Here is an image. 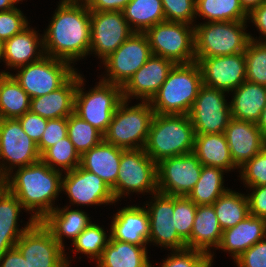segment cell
Returning a JSON list of instances; mask_svg holds the SVG:
<instances>
[{
	"instance_id": "cell-36",
	"label": "cell",
	"mask_w": 266,
	"mask_h": 267,
	"mask_svg": "<svg viewBox=\"0 0 266 267\" xmlns=\"http://www.w3.org/2000/svg\"><path fill=\"white\" fill-rule=\"evenodd\" d=\"M223 171L218 167L203 166L199 180L187 197L197 206L212 205L228 190L222 186Z\"/></svg>"
},
{
	"instance_id": "cell-1",
	"label": "cell",
	"mask_w": 266,
	"mask_h": 267,
	"mask_svg": "<svg viewBox=\"0 0 266 267\" xmlns=\"http://www.w3.org/2000/svg\"><path fill=\"white\" fill-rule=\"evenodd\" d=\"M80 2L62 0L59 4L42 37L46 56L72 63L90 53L91 11L84 0Z\"/></svg>"
},
{
	"instance_id": "cell-18",
	"label": "cell",
	"mask_w": 266,
	"mask_h": 267,
	"mask_svg": "<svg viewBox=\"0 0 266 267\" xmlns=\"http://www.w3.org/2000/svg\"><path fill=\"white\" fill-rule=\"evenodd\" d=\"M61 190L65 191L74 204L94 205L114 203L111 188L96 174L80 165L67 171L62 177Z\"/></svg>"
},
{
	"instance_id": "cell-57",
	"label": "cell",
	"mask_w": 266,
	"mask_h": 267,
	"mask_svg": "<svg viewBox=\"0 0 266 267\" xmlns=\"http://www.w3.org/2000/svg\"><path fill=\"white\" fill-rule=\"evenodd\" d=\"M3 58V42L0 40V60Z\"/></svg>"
},
{
	"instance_id": "cell-32",
	"label": "cell",
	"mask_w": 266,
	"mask_h": 267,
	"mask_svg": "<svg viewBox=\"0 0 266 267\" xmlns=\"http://www.w3.org/2000/svg\"><path fill=\"white\" fill-rule=\"evenodd\" d=\"M42 223L51 231L54 239L64 248L63 235L72 238L77 236L91 223L90 218L81 210H69V208H55L43 220Z\"/></svg>"
},
{
	"instance_id": "cell-31",
	"label": "cell",
	"mask_w": 266,
	"mask_h": 267,
	"mask_svg": "<svg viewBox=\"0 0 266 267\" xmlns=\"http://www.w3.org/2000/svg\"><path fill=\"white\" fill-rule=\"evenodd\" d=\"M97 267H150L146 246L114 240L104 248Z\"/></svg>"
},
{
	"instance_id": "cell-21",
	"label": "cell",
	"mask_w": 266,
	"mask_h": 267,
	"mask_svg": "<svg viewBox=\"0 0 266 267\" xmlns=\"http://www.w3.org/2000/svg\"><path fill=\"white\" fill-rule=\"evenodd\" d=\"M234 165L242 167L265 146L257 123L231 117L224 132Z\"/></svg>"
},
{
	"instance_id": "cell-3",
	"label": "cell",
	"mask_w": 266,
	"mask_h": 267,
	"mask_svg": "<svg viewBox=\"0 0 266 267\" xmlns=\"http://www.w3.org/2000/svg\"><path fill=\"white\" fill-rule=\"evenodd\" d=\"M194 139L188 115L154 114L144 149L157 164L166 158L192 153Z\"/></svg>"
},
{
	"instance_id": "cell-24",
	"label": "cell",
	"mask_w": 266,
	"mask_h": 267,
	"mask_svg": "<svg viewBox=\"0 0 266 267\" xmlns=\"http://www.w3.org/2000/svg\"><path fill=\"white\" fill-rule=\"evenodd\" d=\"M123 151L102 140L80 156V166L99 176L112 189L116 184Z\"/></svg>"
},
{
	"instance_id": "cell-34",
	"label": "cell",
	"mask_w": 266,
	"mask_h": 267,
	"mask_svg": "<svg viewBox=\"0 0 266 267\" xmlns=\"http://www.w3.org/2000/svg\"><path fill=\"white\" fill-rule=\"evenodd\" d=\"M122 12L129 26H136L134 32L137 33H145L165 21L161 0H131Z\"/></svg>"
},
{
	"instance_id": "cell-49",
	"label": "cell",
	"mask_w": 266,
	"mask_h": 267,
	"mask_svg": "<svg viewBox=\"0 0 266 267\" xmlns=\"http://www.w3.org/2000/svg\"><path fill=\"white\" fill-rule=\"evenodd\" d=\"M18 120L21 123L24 132L38 144L42 138L48 119L28 111L19 117Z\"/></svg>"
},
{
	"instance_id": "cell-20",
	"label": "cell",
	"mask_w": 266,
	"mask_h": 267,
	"mask_svg": "<svg viewBox=\"0 0 266 267\" xmlns=\"http://www.w3.org/2000/svg\"><path fill=\"white\" fill-rule=\"evenodd\" d=\"M175 63L167 58L151 55L122 87L123 99L130 96L150 101L167 79Z\"/></svg>"
},
{
	"instance_id": "cell-44",
	"label": "cell",
	"mask_w": 266,
	"mask_h": 267,
	"mask_svg": "<svg viewBox=\"0 0 266 267\" xmlns=\"http://www.w3.org/2000/svg\"><path fill=\"white\" fill-rule=\"evenodd\" d=\"M165 21L192 24L196 18V0H161Z\"/></svg>"
},
{
	"instance_id": "cell-2",
	"label": "cell",
	"mask_w": 266,
	"mask_h": 267,
	"mask_svg": "<svg viewBox=\"0 0 266 267\" xmlns=\"http://www.w3.org/2000/svg\"><path fill=\"white\" fill-rule=\"evenodd\" d=\"M8 175L2 183L21 202L23 209L34 211L32 218L42 221L55 207L52 203L62 187V173L45 164L42 160L18 168ZM11 179V180H10Z\"/></svg>"
},
{
	"instance_id": "cell-17",
	"label": "cell",
	"mask_w": 266,
	"mask_h": 267,
	"mask_svg": "<svg viewBox=\"0 0 266 267\" xmlns=\"http://www.w3.org/2000/svg\"><path fill=\"white\" fill-rule=\"evenodd\" d=\"M202 71L203 84L228 92L238 88L246 81L245 54L195 57Z\"/></svg>"
},
{
	"instance_id": "cell-56",
	"label": "cell",
	"mask_w": 266,
	"mask_h": 267,
	"mask_svg": "<svg viewBox=\"0 0 266 267\" xmlns=\"http://www.w3.org/2000/svg\"><path fill=\"white\" fill-rule=\"evenodd\" d=\"M21 0H0V12L16 8L14 4Z\"/></svg>"
},
{
	"instance_id": "cell-46",
	"label": "cell",
	"mask_w": 266,
	"mask_h": 267,
	"mask_svg": "<svg viewBox=\"0 0 266 267\" xmlns=\"http://www.w3.org/2000/svg\"><path fill=\"white\" fill-rule=\"evenodd\" d=\"M28 26V21L20 9L0 12V40L5 42Z\"/></svg>"
},
{
	"instance_id": "cell-22",
	"label": "cell",
	"mask_w": 266,
	"mask_h": 267,
	"mask_svg": "<svg viewBox=\"0 0 266 267\" xmlns=\"http://www.w3.org/2000/svg\"><path fill=\"white\" fill-rule=\"evenodd\" d=\"M110 230L114 240L146 246L150 234L147 210L139 206L122 208L113 218Z\"/></svg>"
},
{
	"instance_id": "cell-45",
	"label": "cell",
	"mask_w": 266,
	"mask_h": 267,
	"mask_svg": "<svg viewBox=\"0 0 266 267\" xmlns=\"http://www.w3.org/2000/svg\"><path fill=\"white\" fill-rule=\"evenodd\" d=\"M240 168L241 179L247 186L266 185V146Z\"/></svg>"
},
{
	"instance_id": "cell-9",
	"label": "cell",
	"mask_w": 266,
	"mask_h": 267,
	"mask_svg": "<svg viewBox=\"0 0 266 267\" xmlns=\"http://www.w3.org/2000/svg\"><path fill=\"white\" fill-rule=\"evenodd\" d=\"M111 190L116 201L129 192H158L157 164L144 148L122 152L116 184Z\"/></svg>"
},
{
	"instance_id": "cell-55",
	"label": "cell",
	"mask_w": 266,
	"mask_h": 267,
	"mask_svg": "<svg viewBox=\"0 0 266 267\" xmlns=\"http://www.w3.org/2000/svg\"><path fill=\"white\" fill-rule=\"evenodd\" d=\"M257 127L261 131L262 136L266 141V104L264 108L262 109L260 119L257 122Z\"/></svg>"
},
{
	"instance_id": "cell-33",
	"label": "cell",
	"mask_w": 266,
	"mask_h": 267,
	"mask_svg": "<svg viewBox=\"0 0 266 267\" xmlns=\"http://www.w3.org/2000/svg\"><path fill=\"white\" fill-rule=\"evenodd\" d=\"M30 111V97L9 72L0 73V119H18Z\"/></svg>"
},
{
	"instance_id": "cell-5",
	"label": "cell",
	"mask_w": 266,
	"mask_h": 267,
	"mask_svg": "<svg viewBox=\"0 0 266 267\" xmlns=\"http://www.w3.org/2000/svg\"><path fill=\"white\" fill-rule=\"evenodd\" d=\"M127 102L125 99L120 102L103 140L124 150L142 149L155 113L149 101H141L129 108Z\"/></svg>"
},
{
	"instance_id": "cell-13",
	"label": "cell",
	"mask_w": 266,
	"mask_h": 267,
	"mask_svg": "<svg viewBox=\"0 0 266 267\" xmlns=\"http://www.w3.org/2000/svg\"><path fill=\"white\" fill-rule=\"evenodd\" d=\"M225 92L200 86L198 95L188 114L195 134L224 133L231 119L230 105L225 100Z\"/></svg>"
},
{
	"instance_id": "cell-4",
	"label": "cell",
	"mask_w": 266,
	"mask_h": 267,
	"mask_svg": "<svg viewBox=\"0 0 266 267\" xmlns=\"http://www.w3.org/2000/svg\"><path fill=\"white\" fill-rule=\"evenodd\" d=\"M203 84L198 62L175 64L149 101L155 114L188 115Z\"/></svg>"
},
{
	"instance_id": "cell-11",
	"label": "cell",
	"mask_w": 266,
	"mask_h": 267,
	"mask_svg": "<svg viewBox=\"0 0 266 267\" xmlns=\"http://www.w3.org/2000/svg\"><path fill=\"white\" fill-rule=\"evenodd\" d=\"M15 247L27 260L29 267H69L64 248L51 231L35 221L19 238Z\"/></svg>"
},
{
	"instance_id": "cell-10",
	"label": "cell",
	"mask_w": 266,
	"mask_h": 267,
	"mask_svg": "<svg viewBox=\"0 0 266 267\" xmlns=\"http://www.w3.org/2000/svg\"><path fill=\"white\" fill-rule=\"evenodd\" d=\"M18 68L21 71L12 76L30 99L57 90L76 73L69 62L46 55L39 61Z\"/></svg>"
},
{
	"instance_id": "cell-29",
	"label": "cell",
	"mask_w": 266,
	"mask_h": 267,
	"mask_svg": "<svg viewBox=\"0 0 266 267\" xmlns=\"http://www.w3.org/2000/svg\"><path fill=\"white\" fill-rule=\"evenodd\" d=\"M192 153L203 166L218 167L225 171L237 168L224 133L195 134Z\"/></svg>"
},
{
	"instance_id": "cell-25",
	"label": "cell",
	"mask_w": 266,
	"mask_h": 267,
	"mask_svg": "<svg viewBox=\"0 0 266 267\" xmlns=\"http://www.w3.org/2000/svg\"><path fill=\"white\" fill-rule=\"evenodd\" d=\"M76 88L77 72L57 90L30 99V111L48 120L68 118L74 112Z\"/></svg>"
},
{
	"instance_id": "cell-7",
	"label": "cell",
	"mask_w": 266,
	"mask_h": 267,
	"mask_svg": "<svg viewBox=\"0 0 266 267\" xmlns=\"http://www.w3.org/2000/svg\"><path fill=\"white\" fill-rule=\"evenodd\" d=\"M83 80L77 73L74 113L104 134L123 100L122 87L101 80L95 88L84 93Z\"/></svg>"
},
{
	"instance_id": "cell-43",
	"label": "cell",
	"mask_w": 266,
	"mask_h": 267,
	"mask_svg": "<svg viewBox=\"0 0 266 267\" xmlns=\"http://www.w3.org/2000/svg\"><path fill=\"white\" fill-rule=\"evenodd\" d=\"M211 265L210 255L185 248L173 251L172 256H168L161 267H211ZM150 267H152L151 264Z\"/></svg>"
},
{
	"instance_id": "cell-35",
	"label": "cell",
	"mask_w": 266,
	"mask_h": 267,
	"mask_svg": "<svg viewBox=\"0 0 266 267\" xmlns=\"http://www.w3.org/2000/svg\"><path fill=\"white\" fill-rule=\"evenodd\" d=\"M212 205L222 230L236 226L249 215L248 197L229 189Z\"/></svg>"
},
{
	"instance_id": "cell-19",
	"label": "cell",
	"mask_w": 266,
	"mask_h": 267,
	"mask_svg": "<svg viewBox=\"0 0 266 267\" xmlns=\"http://www.w3.org/2000/svg\"><path fill=\"white\" fill-rule=\"evenodd\" d=\"M154 203L150 204L149 215L150 234L148 242L170 247V250L187 248L186 243L179 237L173 219L174 196L156 192Z\"/></svg>"
},
{
	"instance_id": "cell-15",
	"label": "cell",
	"mask_w": 266,
	"mask_h": 267,
	"mask_svg": "<svg viewBox=\"0 0 266 267\" xmlns=\"http://www.w3.org/2000/svg\"><path fill=\"white\" fill-rule=\"evenodd\" d=\"M202 167L193 153L161 160L157 163L158 192L188 196L200 178Z\"/></svg>"
},
{
	"instance_id": "cell-53",
	"label": "cell",
	"mask_w": 266,
	"mask_h": 267,
	"mask_svg": "<svg viewBox=\"0 0 266 267\" xmlns=\"http://www.w3.org/2000/svg\"><path fill=\"white\" fill-rule=\"evenodd\" d=\"M249 19H251V21L256 25L260 33H262L264 37H266V2L253 9L248 14V20Z\"/></svg>"
},
{
	"instance_id": "cell-52",
	"label": "cell",
	"mask_w": 266,
	"mask_h": 267,
	"mask_svg": "<svg viewBox=\"0 0 266 267\" xmlns=\"http://www.w3.org/2000/svg\"><path fill=\"white\" fill-rule=\"evenodd\" d=\"M2 261V262H1ZM0 267H29L27 260L16 247L9 249L0 258Z\"/></svg>"
},
{
	"instance_id": "cell-40",
	"label": "cell",
	"mask_w": 266,
	"mask_h": 267,
	"mask_svg": "<svg viewBox=\"0 0 266 267\" xmlns=\"http://www.w3.org/2000/svg\"><path fill=\"white\" fill-rule=\"evenodd\" d=\"M246 60V81L266 86V41H250L244 52Z\"/></svg>"
},
{
	"instance_id": "cell-8",
	"label": "cell",
	"mask_w": 266,
	"mask_h": 267,
	"mask_svg": "<svg viewBox=\"0 0 266 267\" xmlns=\"http://www.w3.org/2000/svg\"><path fill=\"white\" fill-rule=\"evenodd\" d=\"M189 25L164 21L149 28L145 34L152 55L170 59L175 64L195 62L194 27Z\"/></svg>"
},
{
	"instance_id": "cell-27",
	"label": "cell",
	"mask_w": 266,
	"mask_h": 267,
	"mask_svg": "<svg viewBox=\"0 0 266 267\" xmlns=\"http://www.w3.org/2000/svg\"><path fill=\"white\" fill-rule=\"evenodd\" d=\"M222 232L213 205H199L196 208L191 237L186 247L210 255L212 264L213 255L208 249L212 246L218 249Z\"/></svg>"
},
{
	"instance_id": "cell-28",
	"label": "cell",
	"mask_w": 266,
	"mask_h": 267,
	"mask_svg": "<svg viewBox=\"0 0 266 267\" xmlns=\"http://www.w3.org/2000/svg\"><path fill=\"white\" fill-rule=\"evenodd\" d=\"M30 29L27 26L20 33L3 42L2 59H5L7 66L18 69V67L39 61L45 55L42 48L43 38L39 40L38 33ZM39 46L42 50L36 52Z\"/></svg>"
},
{
	"instance_id": "cell-42",
	"label": "cell",
	"mask_w": 266,
	"mask_h": 267,
	"mask_svg": "<svg viewBox=\"0 0 266 267\" xmlns=\"http://www.w3.org/2000/svg\"><path fill=\"white\" fill-rule=\"evenodd\" d=\"M197 205L187 196H174L173 219L179 237L187 243L190 240Z\"/></svg>"
},
{
	"instance_id": "cell-16",
	"label": "cell",
	"mask_w": 266,
	"mask_h": 267,
	"mask_svg": "<svg viewBox=\"0 0 266 267\" xmlns=\"http://www.w3.org/2000/svg\"><path fill=\"white\" fill-rule=\"evenodd\" d=\"M134 33L122 11L91 12L90 51L103 61Z\"/></svg>"
},
{
	"instance_id": "cell-47",
	"label": "cell",
	"mask_w": 266,
	"mask_h": 267,
	"mask_svg": "<svg viewBox=\"0 0 266 267\" xmlns=\"http://www.w3.org/2000/svg\"><path fill=\"white\" fill-rule=\"evenodd\" d=\"M67 136V118L48 120L42 138L37 144L39 154L42 155L48 148Z\"/></svg>"
},
{
	"instance_id": "cell-54",
	"label": "cell",
	"mask_w": 266,
	"mask_h": 267,
	"mask_svg": "<svg viewBox=\"0 0 266 267\" xmlns=\"http://www.w3.org/2000/svg\"><path fill=\"white\" fill-rule=\"evenodd\" d=\"M243 9L249 14L253 9L259 7L266 0H239Z\"/></svg>"
},
{
	"instance_id": "cell-14",
	"label": "cell",
	"mask_w": 266,
	"mask_h": 267,
	"mask_svg": "<svg viewBox=\"0 0 266 267\" xmlns=\"http://www.w3.org/2000/svg\"><path fill=\"white\" fill-rule=\"evenodd\" d=\"M0 159L11 165H0V182L10 175L13 165L20 168L41 160L37 144L24 132L18 119H0Z\"/></svg>"
},
{
	"instance_id": "cell-12",
	"label": "cell",
	"mask_w": 266,
	"mask_h": 267,
	"mask_svg": "<svg viewBox=\"0 0 266 267\" xmlns=\"http://www.w3.org/2000/svg\"><path fill=\"white\" fill-rule=\"evenodd\" d=\"M151 55L147 35L135 32L103 61L109 77L102 81L123 87Z\"/></svg>"
},
{
	"instance_id": "cell-37",
	"label": "cell",
	"mask_w": 266,
	"mask_h": 267,
	"mask_svg": "<svg viewBox=\"0 0 266 267\" xmlns=\"http://www.w3.org/2000/svg\"><path fill=\"white\" fill-rule=\"evenodd\" d=\"M196 15L206 18L208 22L248 19V13L239 0H196Z\"/></svg>"
},
{
	"instance_id": "cell-6",
	"label": "cell",
	"mask_w": 266,
	"mask_h": 267,
	"mask_svg": "<svg viewBox=\"0 0 266 267\" xmlns=\"http://www.w3.org/2000/svg\"><path fill=\"white\" fill-rule=\"evenodd\" d=\"M245 23L246 21H222L195 25V57H215L245 52L250 41V34L244 32Z\"/></svg>"
},
{
	"instance_id": "cell-26",
	"label": "cell",
	"mask_w": 266,
	"mask_h": 267,
	"mask_svg": "<svg viewBox=\"0 0 266 267\" xmlns=\"http://www.w3.org/2000/svg\"><path fill=\"white\" fill-rule=\"evenodd\" d=\"M22 204L17 197L0 183V258L15 247L20 236L35 222L31 217L26 227L17 228Z\"/></svg>"
},
{
	"instance_id": "cell-50",
	"label": "cell",
	"mask_w": 266,
	"mask_h": 267,
	"mask_svg": "<svg viewBox=\"0 0 266 267\" xmlns=\"http://www.w3.org/2000/svg\"><path fill=\"white\" fill-rule=\"evenodd\" d=\"M251 188H253V192L247 196L249 214L266 220V185Z\"/></svg>"
},
{
	"instance_id": "cell-30",
	"label": "cell",
	"mask_w": 266,
	"mask_h": 267,
	"mask_svg": "<svg viewBox=\"0 0 266 267\" xmlns=\"http://www.w3.org/2000/svg\"><path fill=\"white\" fill-rule=\"evenodd\" d=\"M266 104V86L244 81L234 89L231 117L257 123Z\"/></svg>"
},
{
	"instance_id": "cell-48",
	"label": "cell",
	"mask_w": 266,
	"mask_h": 267,
	"mask_svg": "<svg viewBox=\"0 0 266 267\" xmlns=\"http://www.w3.org/2000/svg\"><path fill=\"white\" fill-rule=\"evenodd\" d=\"M235 262L238 267H266V237L244 251Z\"/></svg>"
},
{
	"instance_id": "cell-38",
	"label": "cell",
	"mask_w": 266,
	"mask_h": 267,
	"mask_svg": "<svg viewBox=\"0 0 266 267\" xmlns=\"http://www.w3.org/2000/svg\"><path fill=\"white\" fill-rule=\"evenodd\" d=\"M67 135L81 156L103 140V134L74 112L67 118Z\"/></svg>"
},
{
	"instance_id": "cell-39",
	"label": "cell",
	"mask_w": 266,
	"mask_h": 267,
	"mask_svg": "<svg viewBox=\"0 0 266 267\" xmlns=\"http://www.w3.org/2000/svg\"><path fill=\"white\" fill-rule=\"evenodd\" d=\"M41 160L55 170H59L56 169L59 166L63 170L71 171L80 165V155L68 136L48 148L41 155Z\"/></svg>"
},
{
	"instance_id": "cell-23",
	"label": "cell",
	"mask_w": 266,
	"mask_h": 267,
	"mask_svg": "<svg viewBox=\"0 0 266 267\" xmlns=\"http://www.w3.org/2000/svg\"><path fill=\"white\" fill-rule=\"evenodd\" d=\"M266 237V220L248 215L236 226L223 230L218 249H224L236 260L244 251Z\"/></svg>"
},
{
	"instance_id": "cell-51",
	"label": "cell",
	"mask_w": 266,
	"mask_h": 267,
	"mask_svg": "<svg viewBox=\"0 0 266 267\" xmlns=\"http://www.w3.org/2000/svg\"><path fill=\"white\" fill-rule=\"evenodd\" d=\"M91 12L122 11L131 0H84Z\"/></svg>"
},
{
	"instance_id": "cell-41",
	"label": "cell",
	"mask_w": 266,
	"mask_h": 267,
	"mask_svg": "<svg viewBox=\"0 0 266 267\" xmlns=\"http://www.w3.org/2000/svg\"><path fill=\"white\" fill-rule=\"evenodd\" d=\"M106 233L99 225L90 223L73 241L77 252L89 255V258L99 259L109 242Z\"/></svg>"
}]
</instances>
